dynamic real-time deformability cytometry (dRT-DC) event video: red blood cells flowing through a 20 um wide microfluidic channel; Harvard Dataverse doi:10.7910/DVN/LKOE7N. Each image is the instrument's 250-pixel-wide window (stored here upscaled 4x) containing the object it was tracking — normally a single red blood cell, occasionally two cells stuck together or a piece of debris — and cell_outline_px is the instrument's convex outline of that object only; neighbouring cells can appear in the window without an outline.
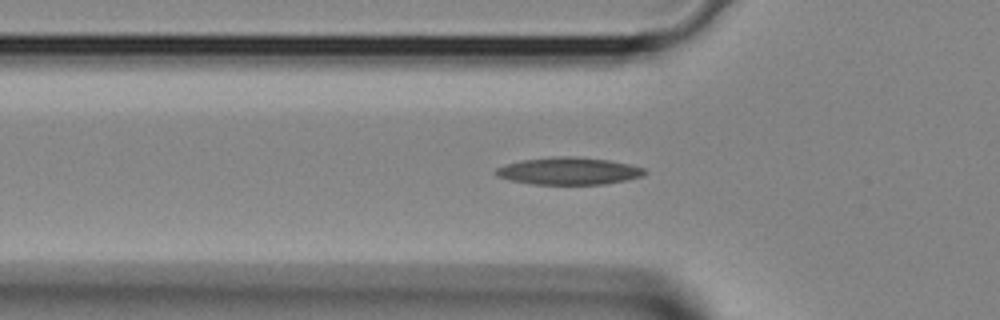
{"species": "Egyptian fruit bat (a non-hibernating species)", "species_latin": "Rousettus aegyptiacus", "temperature_condition": "room temperature", "stored_images_in_passage": 30, "camera_frame_rate_fps": 3000, "um_per_image_px": 0.085, "animal": {"sex": "female"}, "frame": {"image": 1, "passage_image": 8, "time_ms": 2.333, "image_size_px": [1000, 320], "cell_outline_px": [[648, 172], [644, 176], [628, 180], [604, 184], [532, 184], [508, 180], [496, 176], [496, 168], [508, 164], [524, 160], [560, 156], [576, 156], [608, 160], [628, 164], [644, 168]], "centroid_in_image_um": [48.39, 14.54], "position_along_channel_um": 77.4, "area_um2": 23.58}}
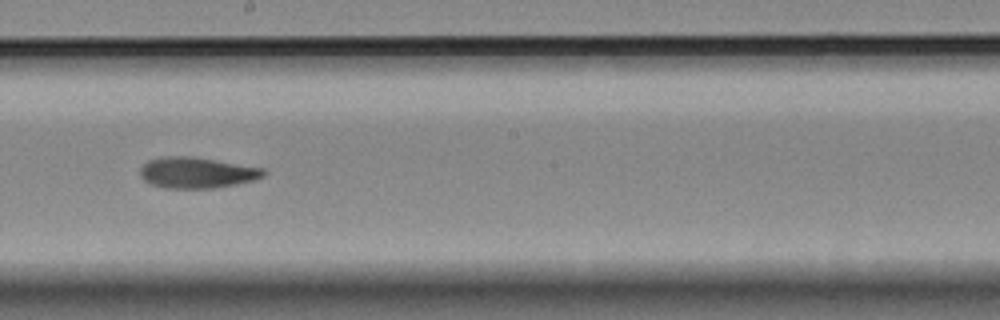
{"frame": {"image": 2, "passage_image": 17, "time_ms": 5.333, "image_size_px": [1000, 320], "cell_outline_px": [[264, 176], [252, 180], [236, 184], [216, 188], [164, 188], [148, 184], [140, 176], [140, 168], [148, 160], [160, 156], [188, 156], [264, 168]], "centroid_in_image_um": [16.66, 14.68], "position_along_channel_um": 231.5, "area_um2": 22.2}}
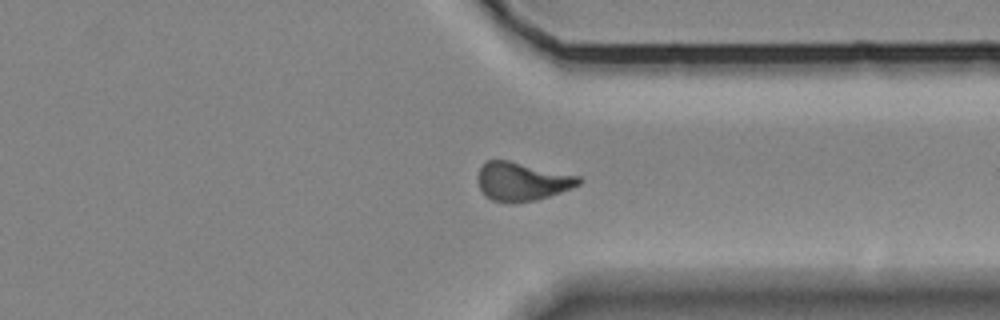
{"frame": {"image": 3, "passage_image": 25, "time_ms": 8.0, "image_size_px": [1000, 320], "cell_outline_px": [[584, 180], [580, 184], [572, 188], [536, 200], [512, 204], [492, 200], [484, 196], [480, 188], [476, 176], [480, 168], [488, 160], [508, 160], [580, 176]], "centroid_in_image_um": [44.36, 15.44], "position_along_channel_um": 367.0, "area_um2": 22.83}}